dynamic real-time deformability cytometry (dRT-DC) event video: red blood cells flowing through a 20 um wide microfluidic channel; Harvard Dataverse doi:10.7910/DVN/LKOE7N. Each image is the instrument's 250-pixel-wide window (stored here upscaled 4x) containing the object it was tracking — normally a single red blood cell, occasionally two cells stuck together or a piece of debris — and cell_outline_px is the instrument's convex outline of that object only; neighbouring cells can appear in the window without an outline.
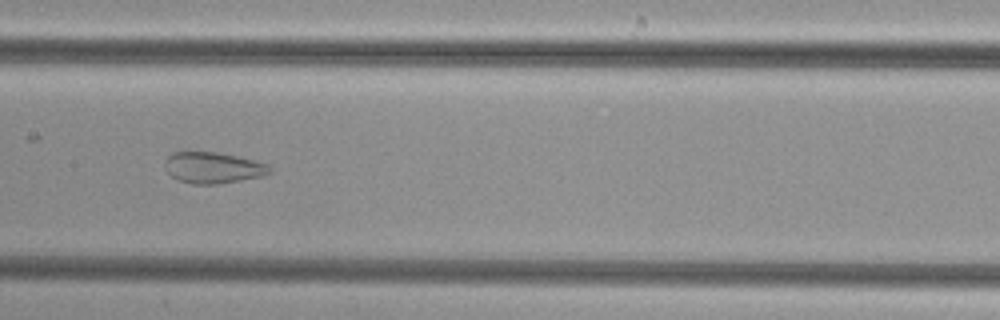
{"species": "common noctule bat (a hibernating species)", "species_latin": "Nyctalus noctula", "temperature_condition": "cold", "stored_images_in_passage": 51, "camera_frame_rate_fps": 3000, "um_per_image_px": 0.085, "animal": {"sex": "female", "body_mass_g": 29.2, "forearm_length_mm": 56.3}, "frame": {"image": 1, "passage_image": 26, "time_ms": 8.333, "image_size_px": [1000, 320], "cell_outline_px": [[272, 172], [260, 176], [240, 180], [216, 184], [192, 184], [176, 180], [164, 168], [164, 160], [172, 152], [216, 152], [236, 156], [268, 164], [272, 168]], "centroid_in_image_um": [18.06, 14.25], "position_along_channel_um": 189.3, "area_um2": 19.02}}
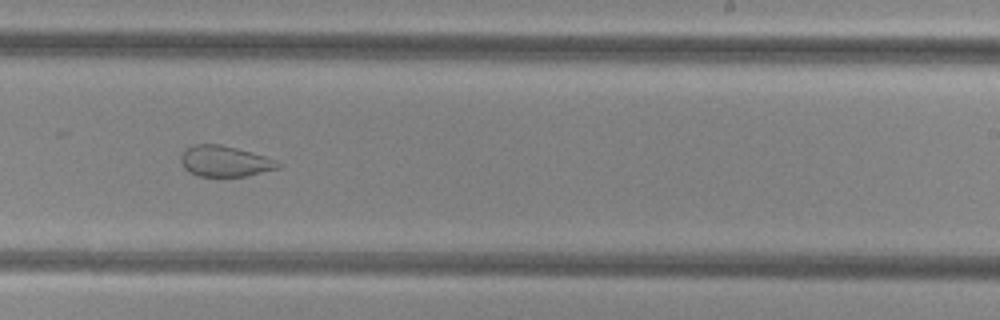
{"frame": {"image": 2, "passage_image": 32, "time_ms": 10.333, "image_size_px": [1000, 320], "cell_outline_px": [[284, 164], [280, 168], [248, 176], [196, 176], [188, 172], [184, 168], [180, 160], [180, 156], [184, 148], [192, 144], [220, 144], [236, 148], [264, 156], [276, 160]], "centroid_in_image_um": [19.09, 13.71], "position_along_channel_um": 269.9, "area_um2": 17.74}}
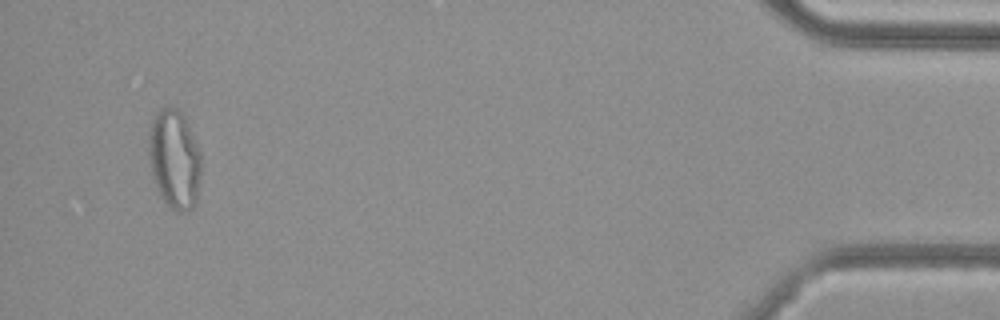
{"frame": {"image": 3, "passage_image": 49, "time_ms": 16.0, "image_size_px": [1000, 320], "cell_outline_px": [[200, 176], [196, 204], [192, 208], [184, 212], [176, 212], [160, 196], [152, 180], [148, 152], [148, 136], [152, 120], [156, 112], [160, 108], [176, 108], [184, 116], [200, 152]], "centroid_in_image_um": [14.8, 13.56], "position_along_channel_um": 420.4, "area_um2": 30.4}}